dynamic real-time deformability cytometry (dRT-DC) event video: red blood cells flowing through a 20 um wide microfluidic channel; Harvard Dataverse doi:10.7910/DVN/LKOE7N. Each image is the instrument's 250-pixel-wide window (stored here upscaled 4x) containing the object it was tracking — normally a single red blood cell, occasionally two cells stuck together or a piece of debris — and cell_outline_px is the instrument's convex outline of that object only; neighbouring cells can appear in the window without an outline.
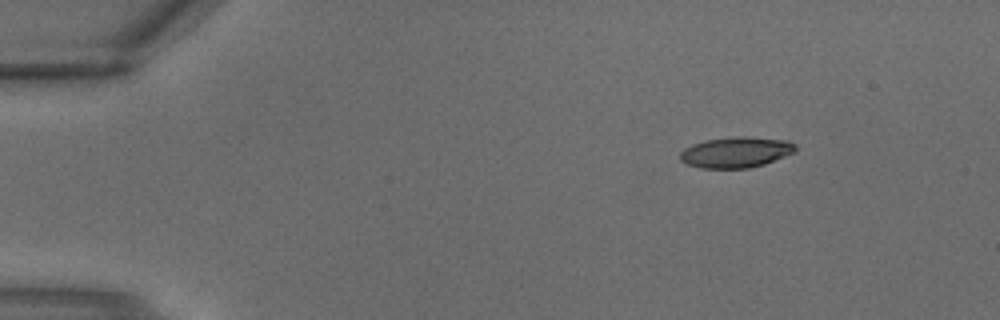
{"species": "common noctule bat (a hibernating species)", "species_latin": "Nyctalus noctula", "temperature_condition": "warm", "stored_images_in_passage": 3, "segment_of_instrument_passage": [2, 2], "camera_frame_rate_fps": 3000, "um_per_image_px": 0.085, "animal": {"sex": "male", "body_mass_g": 18.8}, "frame": {"image": 1, "passage_image": 3, "time_ms": 0.667, "image_size_px": [1000, 320], "cell_outline_px": [[796, 152], [764, 164], [748, 168], [700, 168], [688, 164], [680, 160], [680, 152], [684, 148], [692, 144], [704, 140], [736, 136], [744, 136], [788, 140], [796, 144]], "centroid_in_image_um": [62.57, 12.93], "position_along_channel_um": 22.4, "area_um2": 20.81}}